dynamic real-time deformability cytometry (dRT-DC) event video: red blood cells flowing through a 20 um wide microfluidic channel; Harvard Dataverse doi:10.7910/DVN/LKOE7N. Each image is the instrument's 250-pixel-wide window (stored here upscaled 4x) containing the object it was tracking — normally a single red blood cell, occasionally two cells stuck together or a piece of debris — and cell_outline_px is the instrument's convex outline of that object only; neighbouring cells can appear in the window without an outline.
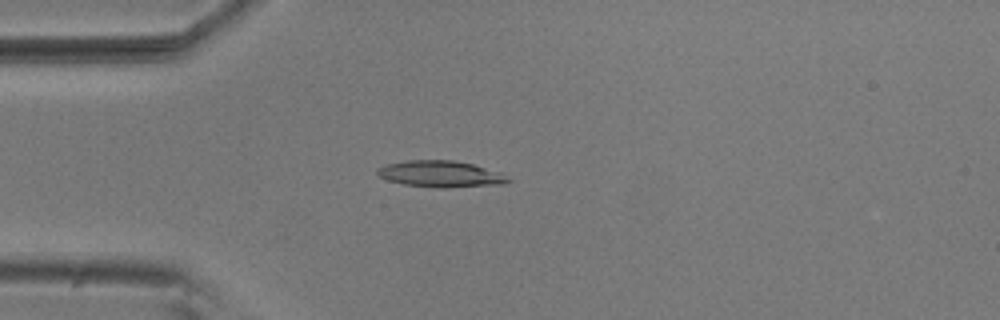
{"species": "common noctule bat (a hibernating species)", "species_latin": "Nyctalus noctula", "temperature_condition": "room temperature", "stored_images_in_passage": 3, "camera_frame_rate_fps": 3000, "um_per_image_px": 0.085, "animal": {"sex": "male", "body_mass_g": 20.5, "forearm_length_mm": 52.5}, "frame": {"image": 1, "passage_image": 3, "time_ms": 0.667, "image_size_px": [1000, 320], "cell_outline_px": [[512, 180], [504, 184], [444, 188], [440, 188], [404, 184], [388, 180], [380, 176], [376, 172], [376, 168], [388, 164], [408, 160], [452, 160], [472, 164], [500, 172]], "centroid_in_image_um": [37.46, 14.79], "position_along_channel_um": 47.5, "area_um2": 20.0}}